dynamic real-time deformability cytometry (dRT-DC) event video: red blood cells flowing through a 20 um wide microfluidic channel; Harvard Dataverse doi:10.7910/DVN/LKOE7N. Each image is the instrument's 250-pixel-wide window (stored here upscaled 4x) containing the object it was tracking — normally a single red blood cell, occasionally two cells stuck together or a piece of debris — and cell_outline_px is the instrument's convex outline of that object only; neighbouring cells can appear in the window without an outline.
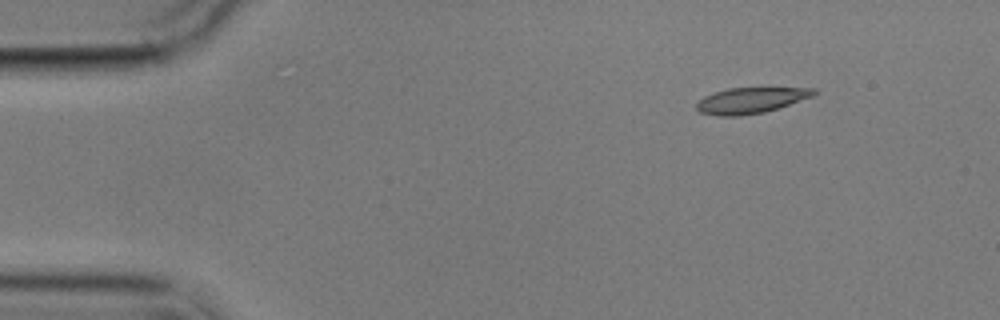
{"species": "common noctule bat (a hibernating species)", "species_latin": "Nyctalus noctula", "temperature_condition": "cold", "stored_images_in_passage": 13, "camera_frame_rate_fps": 3000, "um_per_image_px": 0.085, "animal": {"sex": "male", "body_mass_g": 17.9}, "frame": {"image": 1, "passage_image": 1, "time_ms": 0.0, "image_size_px": [1000, 320], "cell_outline_px": [[816, 92], [812, 96], [764, 112], [740, 116], [716, 116], [700, 112], [696, 108], [696, 104], [704, 96], [728, 88], [816, 88]], "centroid_in_image_um": [63.77, 8.54], "position_along_channel_um": 21.2, "area_um2": 17.34}}
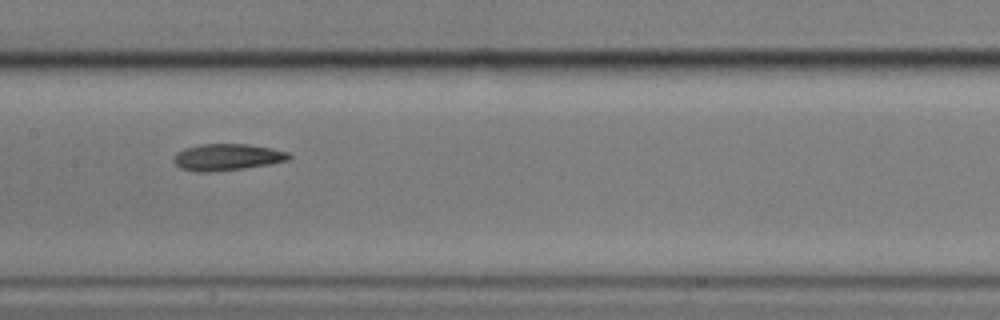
{"frame": {"image": 2, "passage_image": 6, "time_ms": 7.0, "image_size_px": [1000, 320], "cell_outline_px": [[292, 156], [288, 160], [268, 164], [244, 168], [208, 172], [196, 172], [180, 168], [172, 160], [172, 156], [176, 152], [184, 148], [200, 144], [248, 144], [272, 148], [288, 152]], "centroid_in_image_um": [19.26, 13.35], "position_along_channel_um": 188.1, "area_um2": 17.98}}
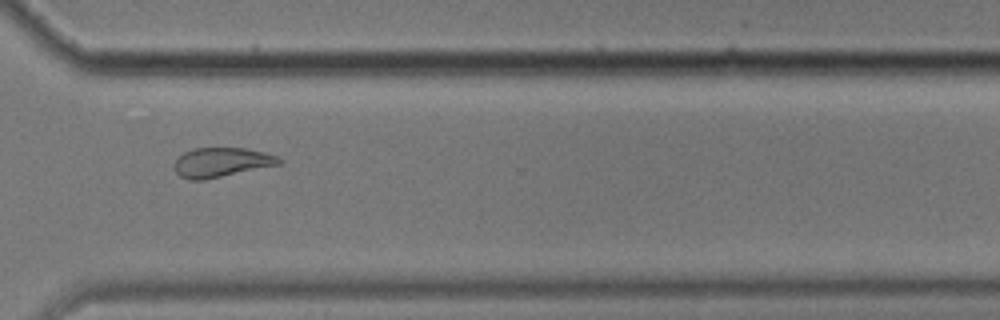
{"frame": {"image": 3, "passage_image": 10, "time_ms": 11.667, "image_size_px": [1000, 320], "cell_outline_px": [[284, 164], [204, 180], [188, 180], [180, 176], [172, 168], [172, 164], [184, 152], [192, 148], [244, 148], [264, 152], [276, 156], [284, 160]], "centroid_in_image_um": [18.83, 13.81], "position_along_channel_um": 351.8, "area_um2": 18.32}, "authors_computed_cell_mechanics": {"area_um2": 18.3226, "velocity_mm_per_s": 3.5133, "shape_relaxation_time_tau1_ms": 5.6287, "shape_relaxation_time_tau2_ms": 5.9486, "deformation_change_tau1": 0.1448, "deformation_change_tau2": 0.1231}}